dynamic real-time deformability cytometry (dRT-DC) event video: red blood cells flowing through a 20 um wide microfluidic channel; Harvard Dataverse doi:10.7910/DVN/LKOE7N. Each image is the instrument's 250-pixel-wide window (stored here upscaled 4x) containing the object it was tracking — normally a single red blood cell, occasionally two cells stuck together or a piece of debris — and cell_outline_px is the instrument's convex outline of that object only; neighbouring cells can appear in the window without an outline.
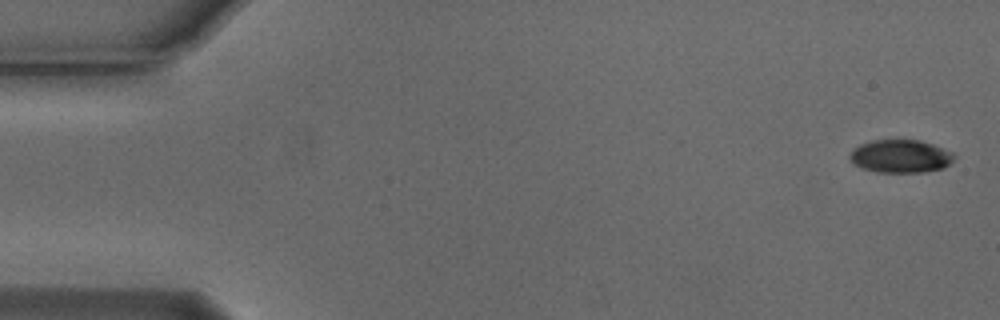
{"species": "Egyptian fruit bat (a non-hibernating species)", "species_latin": "Rousettus aegyptiacus", "temperature_condition": "cold", "stored_images_in_passage": 5, "camera_frame_rate_fps": 3000, "um_per_image_px": 0.085, "animal": {"sex": "male"}, "frame": {"image": 1, "passage_image": 1, "time_ms": 0.0, "image_size_px": [1000, 320], "cell_outline_px": [[956, 156], [944, 168], [924, 172], [876, 172], [864, 168], [856, 164], [848, 156], [852, 148], [860, 144], [872, 140], [916, 140], [932, 144], [952, 152]], "centroid_in_image_um": [76.54, 13.28], "position_along_channel_um": 8.5, "area_um2": 19.94}}
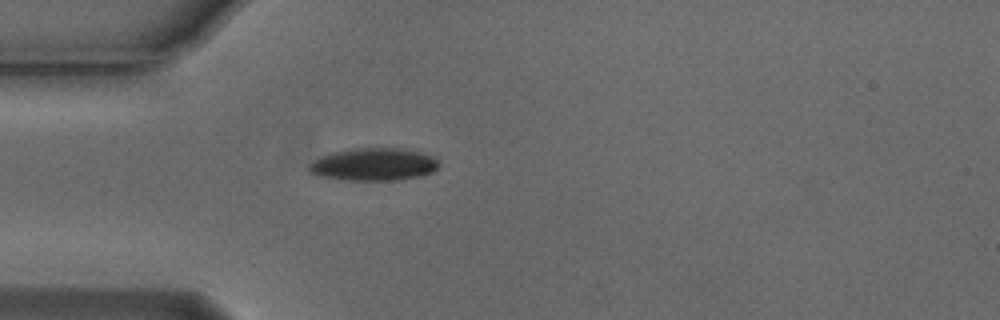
{"frame": {"image": 2, "passage_image": 5, "time_ms": 1.333, "image_size_px": [1000, 320], "cell_outline_px": [[440, 164], [432, 172], [424, 176], [396, 180], [344, 180], [316, 176], [308, 172], [308, 164], [320, 156], [332, 152], [356, 148], [400, 148], [432, 156]], "centroid_in_image_um": [31.71, 13.99], "position_along_channel_um": 53.3, "area_um2": 24.8}}